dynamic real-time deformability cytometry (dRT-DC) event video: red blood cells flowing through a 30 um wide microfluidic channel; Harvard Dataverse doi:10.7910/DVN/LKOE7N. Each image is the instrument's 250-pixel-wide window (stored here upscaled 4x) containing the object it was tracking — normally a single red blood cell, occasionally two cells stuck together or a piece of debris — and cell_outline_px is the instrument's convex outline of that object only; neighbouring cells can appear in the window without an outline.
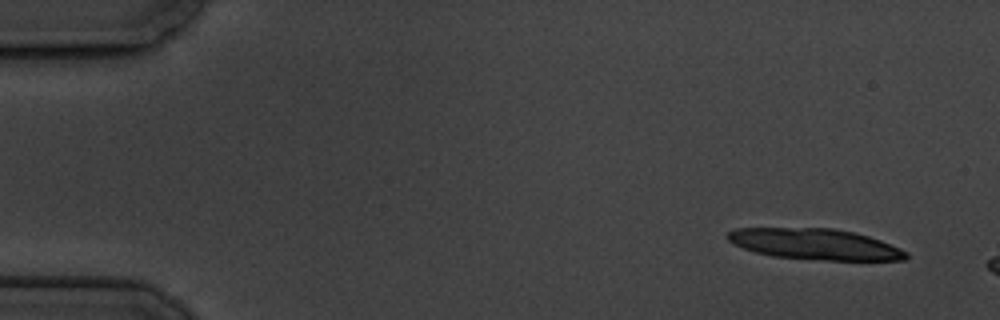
{"species": "common noctule bat (a hibernating species)", "species_latin": "Nyctalus noctula", "temperature_condition": "cold", "stored_images_in_passage": 3, "camera_frame_rate_fps": 3000, "um_per_image_px": 0.085, "animal": {"sex": "male", "body_mass_g": 19.5, "forearm_length_mm": 54.6}, "frame": {"image": 1, "passage_image": 1, "time_ms": 0.0, "image_size_px": [1000, 320], "cell_outline_px": [[908, 256], [904, 260], [824, 260], [772, 256], [756, 252], [744, 248], [728, 240], [724, 236], [728, 232], [736, 228], [832, 228], [852, 232], [868, 236], [880, 240], [900, 248], [908, 252]], "centroid_in_image_um": [69.27, 20.75], "position_along_channel_um": 15.7, "area_um2": 31.96}}